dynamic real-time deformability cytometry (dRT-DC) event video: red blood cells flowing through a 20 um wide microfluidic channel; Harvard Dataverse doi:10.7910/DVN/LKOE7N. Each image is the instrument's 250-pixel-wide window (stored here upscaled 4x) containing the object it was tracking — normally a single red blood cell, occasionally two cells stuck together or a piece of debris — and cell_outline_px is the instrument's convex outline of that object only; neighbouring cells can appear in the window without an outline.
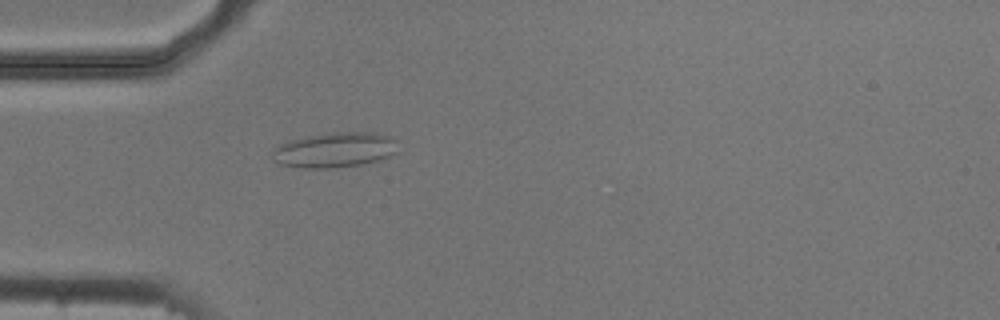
{"species": "common noctule bat (a hibernating species)", "species_latin": "Nyctalus noctula", "temperature_condition": "cold", "stored_images_in_passage": 42, "camera_frame_rate_fps": 3000, "um_per_image_px": 0.085, "animal": {"sex": "male", "body_mass_g": 20.5, "forearm_length_mm": 52.5}, "frame": {"image": 1, "passage_image": 14, "time_ms": 4.333, "image_size_px": [1000, 320], "cell_outline_px": [[396, 152], [380, 160], [360, 164], [336, 168], [300, 168], [280, 164], [272, 160], [272, 148], [288, 140], [304, 136], [332, 132], [376, 132], [392, 136], [396, 140]], "centroid_in_image_um": [28.42, 12.73], "position_along_channel_um": 56.6, "area_um2": 26.13}}
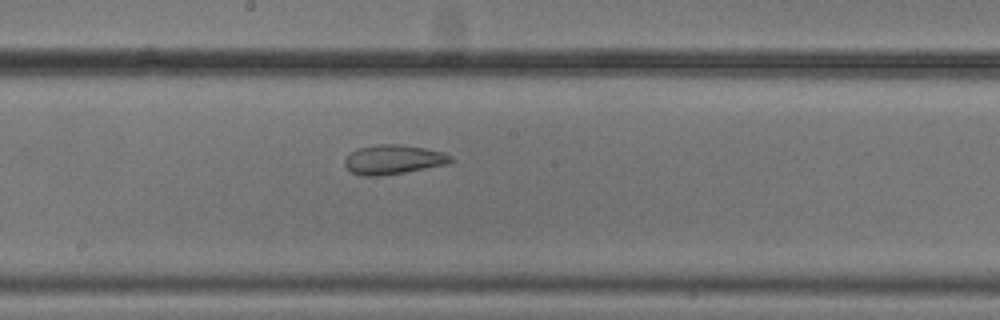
{"frame": {"image": 2, "passage_image": 27, "time_ms": 8.667, "image_size_px": [1000, 320], "cell_outline_px": [[456, 160], [448, 164], [404, 172], [380, 176], [364, 176], [352, 172], [344, 164], [344, 160], [352, 152], [360, 148], [380, 144], [396, 144], [424, 148], [444, 152], [452, 156]], "centroid_in_image_um": [33.48, 13.57], "position_along_channel_um": 214.7, "area_um2": 17.98}}
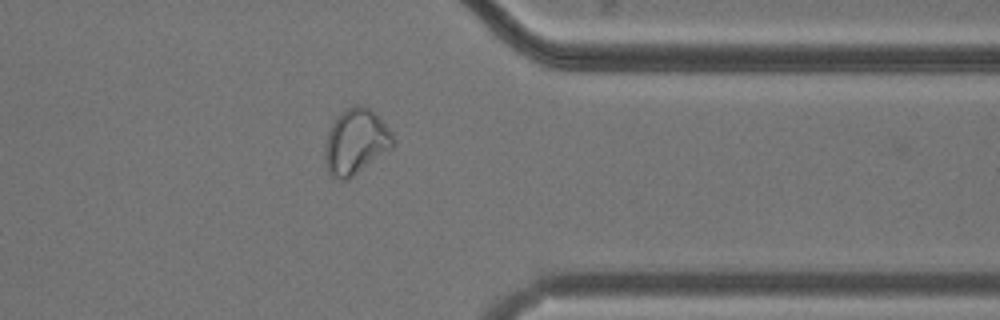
{"frame": {"image": 3, "passage_image": 41, "time_ms": 13.333, "image_size_px": [1000, 320], "cell_outline_px": [[396, 144], [392, 148], [352, 176], [344, 180], [340, 180], [332, 176], [328, 172], [324, 160], [324, 152], [328, 132], [332, 124], [348, 108], [356, 104], [360, 104], [368, 108], [392, 132]], "centroid_in_image_um": [30.24, 12.07], "position_along_channel_um": 381.2, "area_um2": 25.37}}